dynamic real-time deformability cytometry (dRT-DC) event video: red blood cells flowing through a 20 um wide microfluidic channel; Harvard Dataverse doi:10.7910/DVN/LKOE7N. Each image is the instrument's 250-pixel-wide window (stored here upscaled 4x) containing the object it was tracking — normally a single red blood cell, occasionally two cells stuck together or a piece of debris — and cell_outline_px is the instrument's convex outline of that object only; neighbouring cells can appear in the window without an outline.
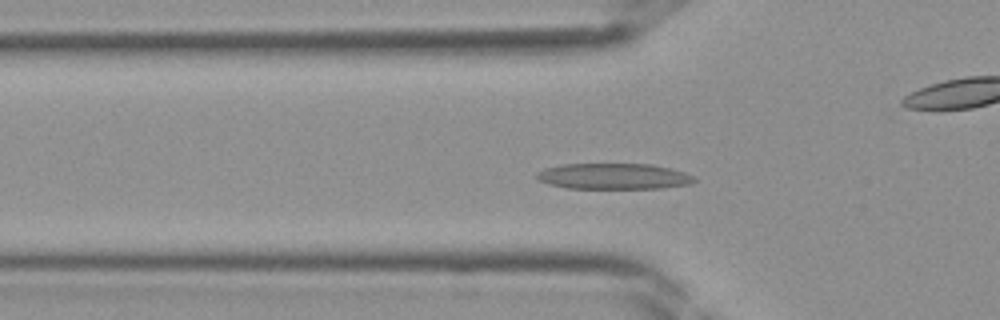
{"species": "Egyptian fruit bat (a non-hibernating species)", "species_latin": "Rousettus aegyptiacus", "temperature_condition": "room temperature", "stored_images_in_passage": 40, "camera_frame_rate_fps": 3000, "um_per_image_px": 0.085, "frame": {"image": 1, "passage_image": 12, "time_ms": 3.667, "image_size_px": [1000, 320], "cell_outline_px": [[696, 180], [692, 184], [660, 188], [568, 188], [548, 184], [540, 180], [536, 176], [536, 172], [544, 168], [560, 164], [652, 164], [672, 168], [696, 176]], "centroid_in_image_um": [52.19, 14.98], "position_along_channel_um": 73.6, "area_um2": 23.93}}
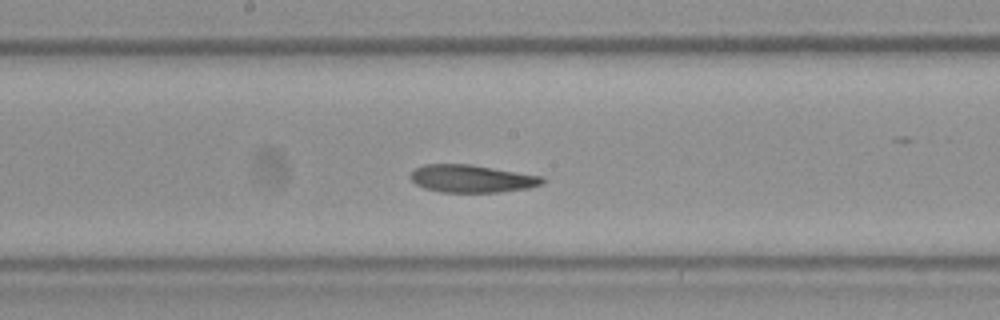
{"frame": {"image": 2, "passage_image": 20, "time_ms": 6.333, "image_size_px": [1000, 320], "cell_outline_px": [[544, 184], [528, 188], [500, 192], [440, 192], [424, 188], [416, 184], [408, 176], [416, 168], [424, 164], [472, 164], [544, 176]], "centroid_in_image_um": [40.12, 15.18], "position_along_channel_um": 208.1, "area_um2": 21.44}}
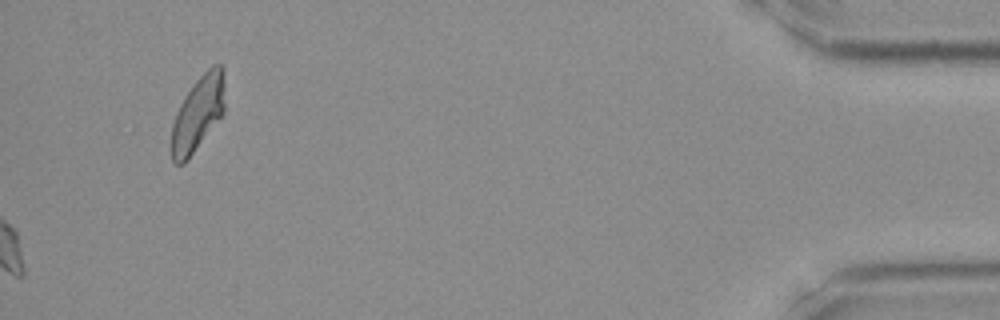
{"frame": {"image": 3, "passage_image": 40, "time_ms": 13.0, "image_size_px": [1000, 320], "cell_outline_px": [[224, 112], [188, 160], [184, 164], [176, 164], [172, 160], [172, 124], [176, 112], [184, 96], [196, 80], [212, 64], [224, 64]], "centroid_in_image_um": [16.83, 9.62], "position_along_channel_um": 418.4, "area_um2": 23.29}}